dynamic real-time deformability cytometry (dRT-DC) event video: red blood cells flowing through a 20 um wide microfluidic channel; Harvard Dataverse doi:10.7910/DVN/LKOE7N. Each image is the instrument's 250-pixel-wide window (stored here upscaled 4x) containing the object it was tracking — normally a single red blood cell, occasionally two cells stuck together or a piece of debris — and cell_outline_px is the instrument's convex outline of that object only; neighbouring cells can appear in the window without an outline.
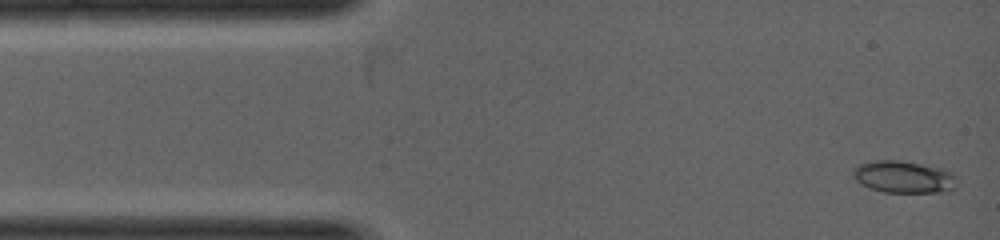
{"species": "common noctule bat (a hibernating species)", "species_latin": "Nyctalus noctula", "temperature_condition": "warm", "stored_images_in_passage": 4, "camera_frame_rate_fps": 5000, "um_per_image_px": 0.085, "animal": {"sex": "female", "body_mass_g": 19.0, "forearm_length_mm": 53.3}, "frame": {"image": 1, "passage_image": 1, "time_ms": 0.0, "image_size_px": [1000, 240], "cell_outline_px": [[956, 188], [936, 192], [884, 192], [868, 188], [860, 184], [852, 176], [852, 172], [860, 164], [868, 160], [900, 160], [940, 168], [952, 172], [956, 176]], "centroid_in_image_um": [76.78, 15.03], "position_along_channel_um": 8.2, "area_um2": 19.48}}
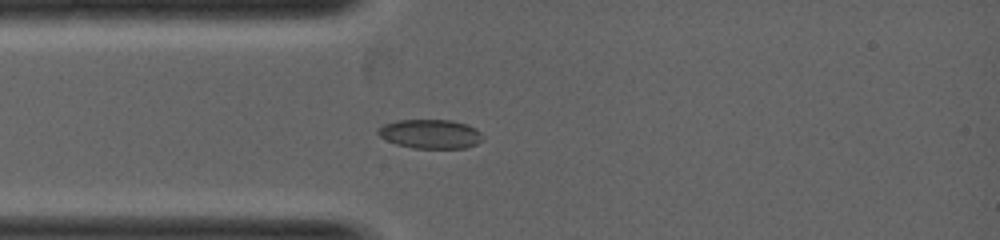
{"frame": {"image": 2, "passage_image": 4, "time_ms": 1.4, "image_size_px": [1000, 240], "cell_outline_px": [[484, 140], [476, 144], [464, 148], [412, 148], [396, 144], [380, 136], [376, 132], [384, 124], [396, 120], [452, 120], [468, 124], [476, 128], [480, 132]], "centroid_in_image_um": [36.61, 11.38], "position_along_channel_um": 48.4, "area_um2": 17.8}}